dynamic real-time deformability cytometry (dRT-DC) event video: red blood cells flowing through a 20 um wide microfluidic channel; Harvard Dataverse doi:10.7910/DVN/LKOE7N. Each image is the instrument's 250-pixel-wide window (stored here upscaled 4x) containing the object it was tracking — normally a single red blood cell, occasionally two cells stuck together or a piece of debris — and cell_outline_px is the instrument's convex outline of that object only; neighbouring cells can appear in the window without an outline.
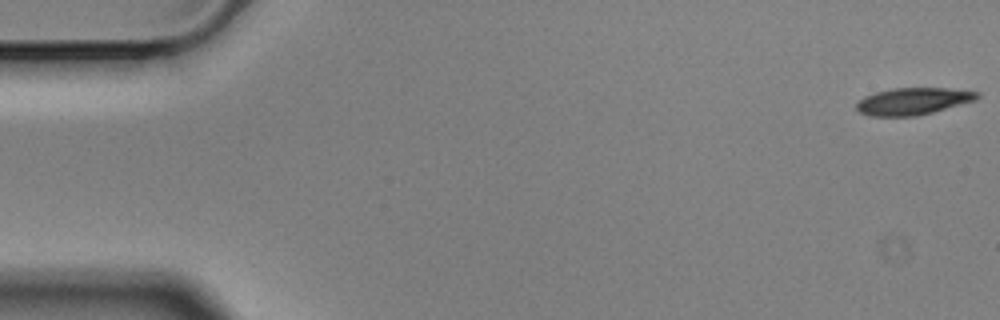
{"species": "Egyptian fruit bat (a non-hibernating species)", "species_latin": "Rousettus aegyptiacus", "temperature_condition": "cold", "stored_images_in_passage": 6, "camera_frame_rate_fps": 3000, "um_per_image_px": 0.085, "animal": {"sex": "male"}, "frame": {"image": 1, "passage_image": 1, "time_ms": 0.0, "image_size_px": [1000, 320], "cell_outline_px": [[980, 96], [976, 100], [932, 112], [916, 116], [872, 116], [860, 112], [856, 108], [856, 104], [864, 96], [876, 92], [892, 88], [944, 88], [980, 92]], "centroid_in_image_um": [77.61, 8.6], "position_along_channel_um": 7.4, "area_um2": 18.84}}
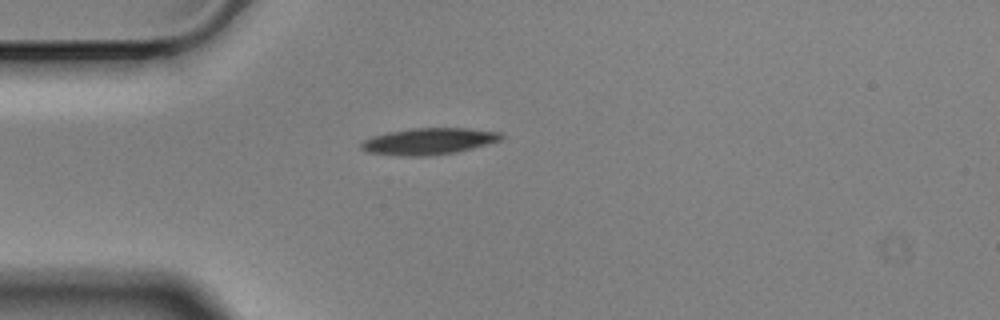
{"frame": {"image": 2, "passage_image": 5, "time_ms": 1.333, "image_size_px": [1000, 320], "cell_outline_px": [[508, 136], [500, 140], [472, 148], [456, 152], [424, 156], [400, 156], [368, 152], [360, 148], [360, 144], [364, 140], [372, 136], [388, 132], [412, 128], [468, 128], [500, 132]], "centroid_in_image_um": [36.45, 12.0], "position_along_channel_um": 48.5, "area_um2": 21.68}}